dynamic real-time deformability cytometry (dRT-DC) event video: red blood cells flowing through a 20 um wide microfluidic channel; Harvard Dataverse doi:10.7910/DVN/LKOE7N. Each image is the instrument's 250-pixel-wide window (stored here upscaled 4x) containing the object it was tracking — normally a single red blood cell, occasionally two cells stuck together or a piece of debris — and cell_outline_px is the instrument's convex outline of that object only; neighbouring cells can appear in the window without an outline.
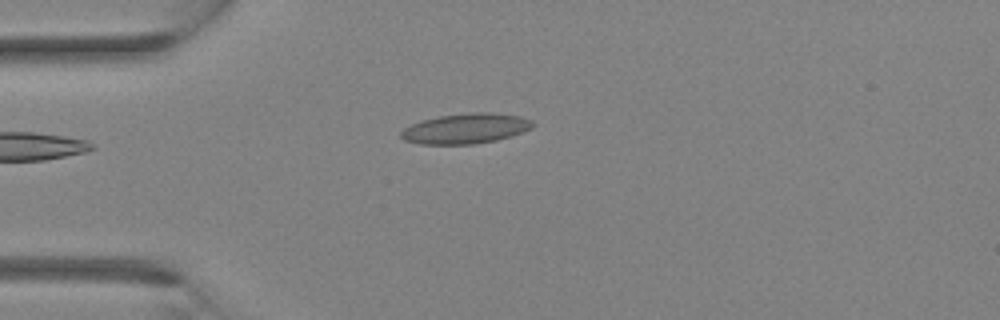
{"species": "Egyptian fruit bat (a non-hibernating species)", "species_latin": "Rousettus aegyptiacus", "temperature_condition": "room temperature", "stored_images_in_passage": 1, "camera_frame_rate_fps": 3000, "um_per_image_px": 0.085, "animal": {"sex": "female"}, "frame": {"image": 1, "passage_image": 1, "time_ms": 0.0, "image_size_px": [1000, 320], "cell_outline_px": [[536, 124], [532, 128], [524, 132], [512, 136], [496, 140], [476, 144], [420, 144], [404, 140], [400, 136], [400, 132], [404, 128], [420, 120], [440, 116], [472, 112], [492, 112], [520, 116], [532, 120]], "centroid_in_image_um": [39.62, 10.92], "position_along_channel_um": 45.4, "area_um2": 23.41}}